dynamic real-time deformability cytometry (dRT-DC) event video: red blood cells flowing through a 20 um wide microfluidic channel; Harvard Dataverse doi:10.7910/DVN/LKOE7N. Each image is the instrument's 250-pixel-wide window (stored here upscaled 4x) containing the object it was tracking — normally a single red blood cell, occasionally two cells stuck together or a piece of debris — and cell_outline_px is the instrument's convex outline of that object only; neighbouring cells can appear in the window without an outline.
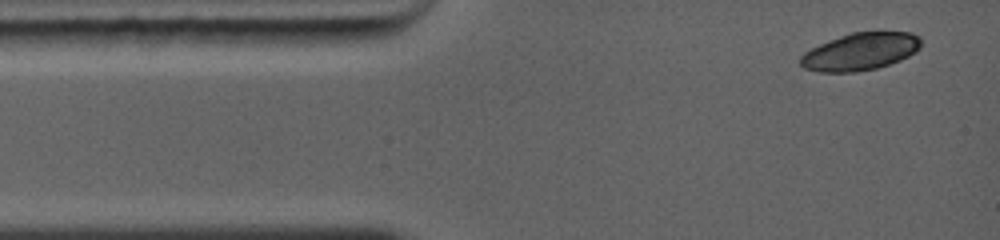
{"species": "common noctule bat (a hibernating species)", "species_latin": "Nyctalus noctula", "temperature_condition": "warm", "stored_images_in_passage": 2, "camera_frame_rate_fps": 5000, "um_per_image_px": 0.085, "animal": {"sex": "female", "body_mass_g": 19.0, "forearm_length_mm": 56.7}, "frame": {"image": 1, "passage_image": 1, "time_ms": 0.0, "image_size_px": [1000, 240], "cell_outline_px": [[920, 48], [908, 56], [900, 60], [876, 68], [852, 72], [820, 72], [804, 68], [800, 64], [800, 56], [804, 52], [820, 44], [840, 36], [852, 32], [912, 32], [920, 40]], "centroid_in_image_um": [73.1, 4.39], "position_along_channel_um": 11.9, "area_um2": 25.95}}